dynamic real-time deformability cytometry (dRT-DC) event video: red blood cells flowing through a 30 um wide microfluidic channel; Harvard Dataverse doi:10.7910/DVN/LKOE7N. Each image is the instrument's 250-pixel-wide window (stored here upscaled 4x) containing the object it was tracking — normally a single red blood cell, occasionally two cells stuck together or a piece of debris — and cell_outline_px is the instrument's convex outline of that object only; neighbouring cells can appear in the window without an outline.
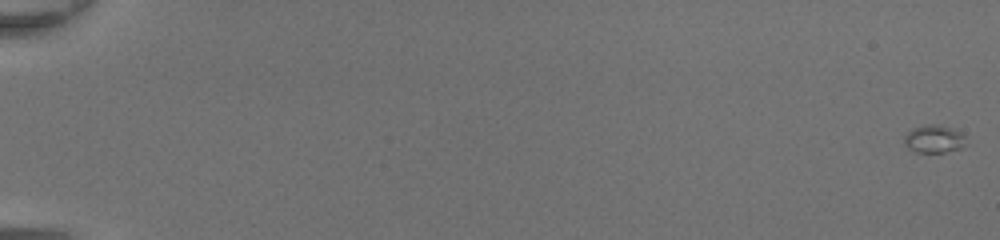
{"species": "common noctule bat (a hibernating species)", "species_latin": "Nyctalus noctula", "temperature_condition": "room temperature", "stored_images_in_passage": 50, "camera_frame_rate_fps": 3000, "um_per_image_px": 0.085, "animal": {"sex": "female", "body_mass_g": 20.0, "forearm_length_mm": 54.0}, "frame": {"image": 1, "passage_image": 1, "time_ms": 0.0, "image_size_px": [1000, 240], "cell_outline_px": [[964, 144], [960, 148], [944, 152], [916, 152], [908, 148], [904, 144], [904, 136], [912, 128], [924, 124], [940, 124], [952, 128], [960, 132], [964, 136]], "centroid_in_image_um": [79.35, 11.79], "position_along_channel_um": 5.7, "area_um2": 10.0}}